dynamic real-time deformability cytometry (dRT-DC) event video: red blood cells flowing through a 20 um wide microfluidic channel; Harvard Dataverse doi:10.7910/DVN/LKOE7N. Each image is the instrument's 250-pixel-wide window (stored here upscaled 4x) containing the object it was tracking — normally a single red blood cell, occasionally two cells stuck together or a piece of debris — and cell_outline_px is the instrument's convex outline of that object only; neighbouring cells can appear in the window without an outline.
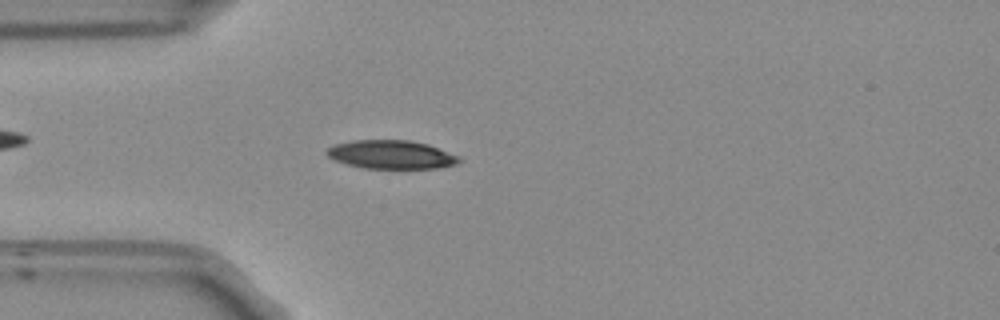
{"species": "Egyptian fruit bat (a non-hibernating species)", "species_latin": "Rousettus aegyptiacus", "temperature_condition": "room temperature", "stored_images_in_passage": 45, "camera_frame_rate_fps": 3000, "um_per_image_px": 0.085, "frame": {"image": 1, "passage_image": 7, "time_ms": 2.0, "image_size_px": [1000, 320], "cell_outline_px": [[464, 160], [456, 164], [440, 168], [364, 168], [344, 164], [328, 156], [324, 152], [332, 144], [352, 140], [408, 140], [428, 144], [460, 156]], "centroid_in_image_um": [33.26, 13.13], "position_along_channel_um": 51.7, "area_um2": 22.25}}
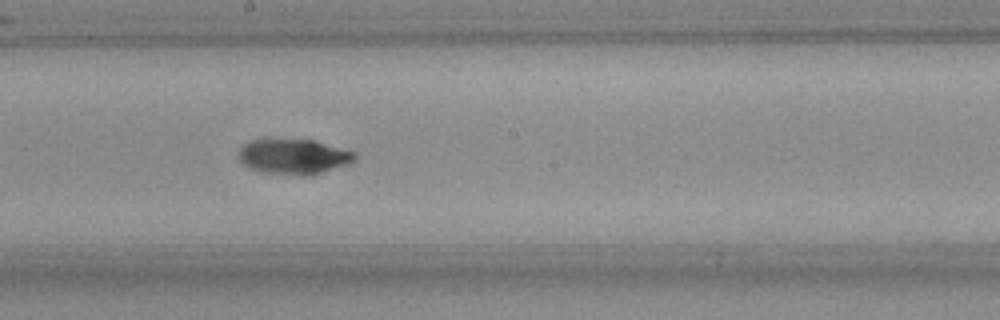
{"frame": {"image": 2, "passage_image": 21, "time_ms": 6.667, "image_size_px": [1000, 320], "cell_outline_px": [[356, 160], [348, 164], [320, 172], [260, 172], [248, 168], [240, 160], [240, 148], [248, 140], [264, 136], [276, 136], [312, 140], [356, 152]], "centroid_in_image_um": [24.88, 13.19], "position_along_channel_um": 223.3, "area_um2": 23.76}}
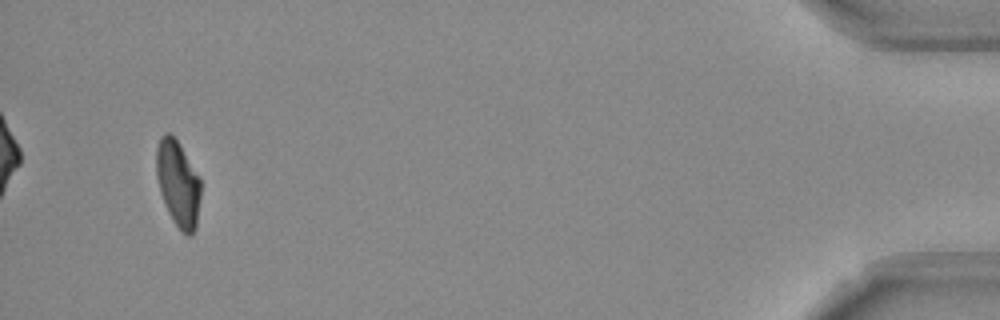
{"frame": {"image": 3, "passage_image": 43, "time_ms": 14.0, "image_size_px": [1000, 320], "cell_outline_px": [[200, 196], [196, 228], [188, 236], [180, 232], [172, 220], [168, 212], [160, 192], [156, 176], [156, 148], [160, 136], [164, 132], [168, 132], [176, 140], [200, 176]], "centroid_in_image_um": [15.12, 15.61], "position_along_channel_um": 420.1, "area_um2": 22.31}, "authors_computed_cell_mechanics": {"area_um2": 22.7154, "velocity_mm_per_s": 3.8065, "shape_relaxation_time_tau1_ms": 4.0779, "shape_relaxation_time_tau2_ms": 1.633, "deformation_change_tau1": 0.1472, "deformation_change_tau2": 0.0587}}